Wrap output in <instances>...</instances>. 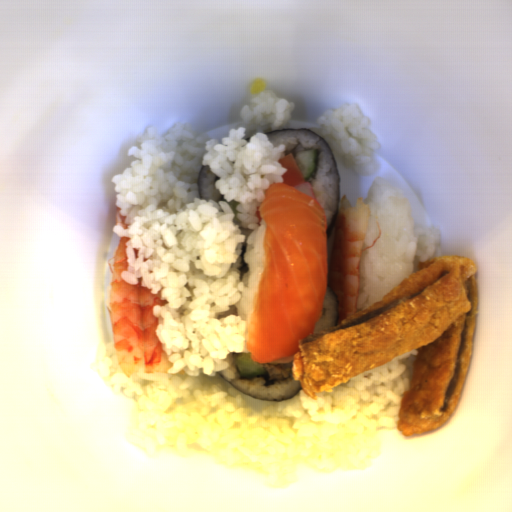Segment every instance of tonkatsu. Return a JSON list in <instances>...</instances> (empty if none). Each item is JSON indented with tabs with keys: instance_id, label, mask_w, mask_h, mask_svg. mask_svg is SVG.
<instances>
[{
	"instance_id": "tonkatsu-1",
	"label": "tonkatsu",
	"mask_w": 512,
	"mask_h": 512,
	"mask_svg": "<svg viewBox=\"0 0 512 512\" xmlns=\"http://www.w3.org/2000/svg\"><path fill=\"white\" fill-rule=\"evenodd\" d=\"M478 267L467 256L420 261L388 293L334 326L298 339L290 373L301 390L333 392L416 350L396 419L404 436L446 424L462 398L478 323Z\"/></svg>"
}]
</instances>
